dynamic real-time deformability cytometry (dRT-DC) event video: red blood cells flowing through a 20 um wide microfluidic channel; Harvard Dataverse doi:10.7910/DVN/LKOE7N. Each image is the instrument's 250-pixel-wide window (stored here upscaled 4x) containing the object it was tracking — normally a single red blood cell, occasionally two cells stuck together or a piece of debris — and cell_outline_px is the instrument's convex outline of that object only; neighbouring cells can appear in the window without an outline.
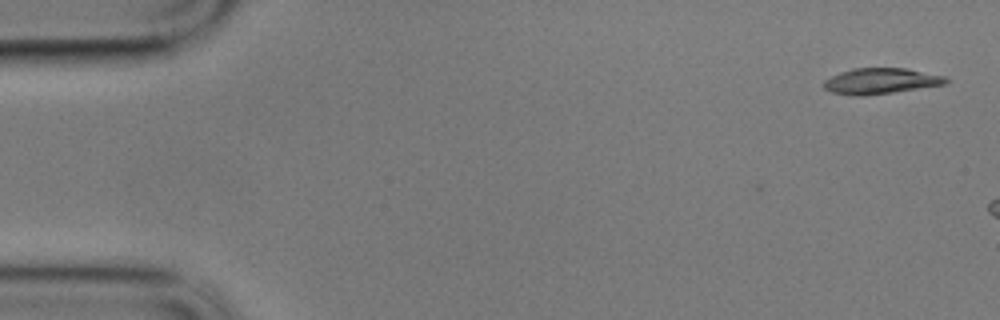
{"species": "common noctule bat (a hibernating species)", "species_latin": "Nyctalus noctula", "temperature_condition": "cold", "stored_images_in_passage": 7, "camera_frame_rate_fps": 3000, "um_per_image_px": 0.085, "animal": {"sex": "male", "body_mass_g": 17.9}, "frame": {"image": 1, "passage_image": 1, "time_ms": 0.0, "image_size_px": [1000, 320], "cell_outline_px": [[948, 84], [864, 96], [856, 96], [832, 92], [824, 88], [824, 80], [840, 72], [852, 68], [904, 68], [944, 76], [948, 80]], "centroid_in_image_um": [74.85, 6.89], "position_along_channel_um": 10.1, "area_um2": 18.21}}